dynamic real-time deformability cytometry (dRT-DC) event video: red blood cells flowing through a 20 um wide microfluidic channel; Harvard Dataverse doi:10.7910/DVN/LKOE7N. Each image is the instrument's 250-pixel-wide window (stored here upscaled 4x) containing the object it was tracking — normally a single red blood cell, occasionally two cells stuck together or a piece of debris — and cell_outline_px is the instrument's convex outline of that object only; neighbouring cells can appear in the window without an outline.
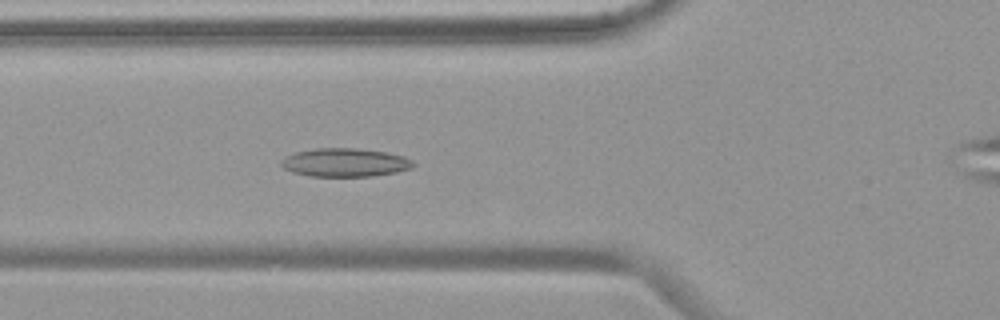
{"species": "common noctule bat (a hibernating species)", "species_latin": "Nyctalus noctula", "temperature_condition": "warm", "stored_images_in_passage": 42, "segment_of_instrument_passage": [1, 2], "camera_frame_rate_fps": 3000, "um_per_image_px": 0.085, "animal": {"sex": "female", "body_mass_g": 19.9}, "frame": {"image": 1, "passage_image": 7, "time_ms": 2.0, "image_size_px": [1000, 320], "cell_outline_px": [[416, 164], [412, 168], [396, 172], [372, 176], [308, 176], [292, 172], [284, 168], [280, 164], [280, 160], [284, 156], [296, 152], [316, 148], [356, 148], [384, 152], [404, 156], [412, 160]], "centroid_in_image_um": [29.3, 13.81], "position_along_channel_um": 96.5, "area_um2": 21.96}}
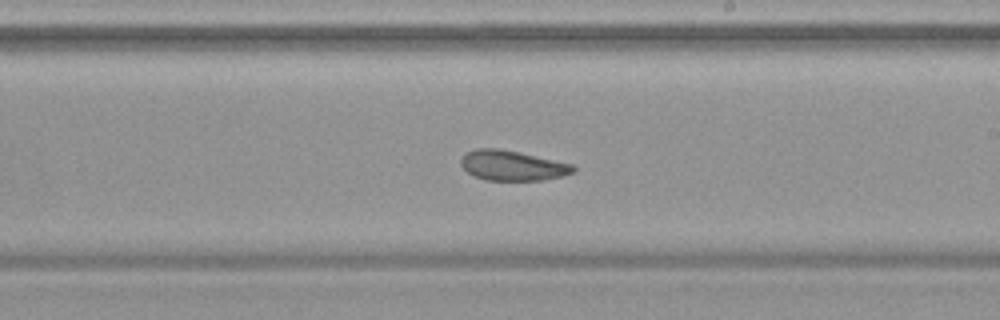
{"frame": {"image": 2, "passage_image": 19, "time_ms": 6.0, "image_size_px": [1000, 320], "cell_outline_px": [[576, 168], [572, 172], [564, 176], [544, 180], [488, 180], [476, 176], [468, 172], [460, 164], [460, 160], [464, 152], [476, 148], [496, 148], [520, 152], [572, 164]], "centroid_in_image_um": [43.53, 14.06], "position_along_channel_um": 245.5, "area_um2": 19.65}}
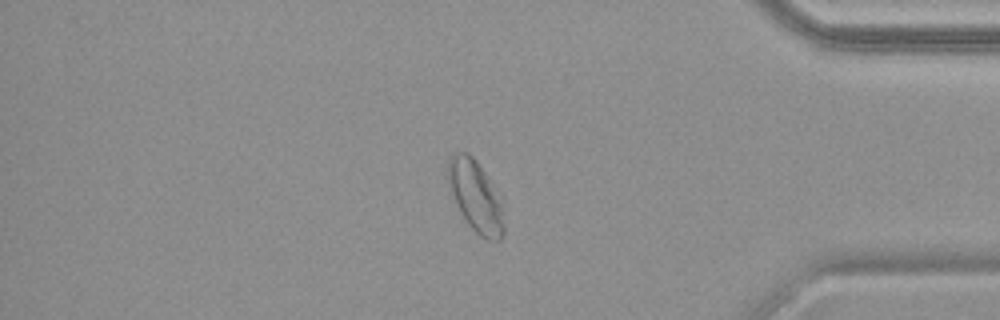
{"frame": {"image": 3, "passage_image": 33, "time_ms": 10.667, "image_size_px": [1000, 320], "cell_outline_px": [[504, 232], [500, 240], [488, 240], [480, 236], [468, 224], [460, 212], [456, 204], [452, 192], [448, 176], [448, 160], [456, 152], [468, 152], [476, 160], [504, 200]], "centroid_in_image_um": [40.49, 16.7], "position_along_channel_um": 394.7, "area_um2": 23.35}}